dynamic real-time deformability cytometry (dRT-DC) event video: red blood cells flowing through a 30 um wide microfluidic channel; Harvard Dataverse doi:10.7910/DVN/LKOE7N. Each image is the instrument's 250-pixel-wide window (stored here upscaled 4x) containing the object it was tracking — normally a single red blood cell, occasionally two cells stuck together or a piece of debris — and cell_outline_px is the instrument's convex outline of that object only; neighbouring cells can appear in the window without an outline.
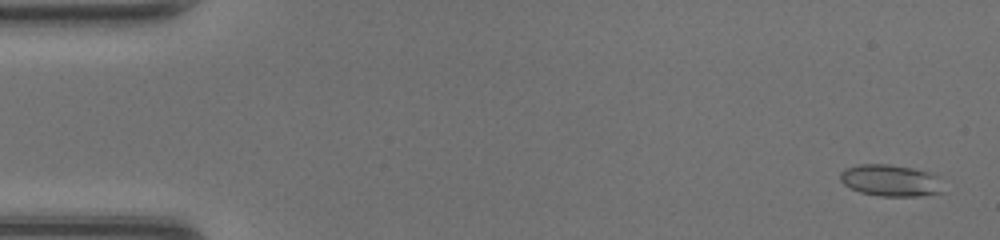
{"species": "common noctule bat (a hibernating species)", "species_latin": "Nyctalus noctula", "temperature_condition": "room temperature", "stored_images_in_passage": 48, "camera_frame_rate_fps": 3000, "um_per_image_px": 0.085, "animal": {"sex": "female", "body_mass_g": 20.0, "forearm_length_mm": 54.0}, "frame": {"image": 1, "passage_image": 2, "time_ms": 0.333, "image_size_px": [1000, 240], "cell_outline_px": [[944, 192], [920, 196], [880, 196], [860, 192], [844, 184], [840, 180], [840, 172], [844, 168], [860, 164], [888, 164], [912, 168], [932, 172], [936, 176]], "centroid_in_image_um": [75.68, 15.33], "position_along_channel_um": 9.3, "area_um2": 19.02}}
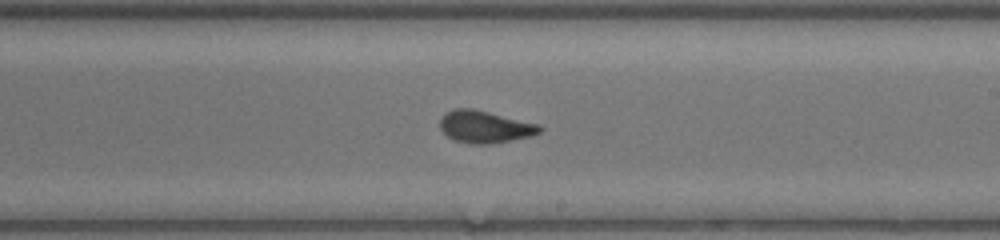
{"frame": {"image": 2, "passage_image": 28, "time_ms": 9.0, "image_size_px": [1000, 240], "cell_outline_px": [[544, 128], [540, 132], [532, 136], [492, 144], [472, 144], [456, 140], [448, 136], [440, 128], [440, 120], [448, 112], [456, 108], [472, 108], [540, 124]], "centroid_in_image_um": [41.27, 10.78], "position_along_channel_um": 247.7, "area_um2": 18.61}}
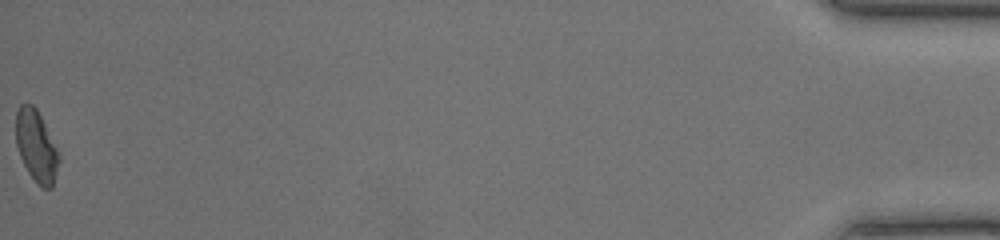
{"frame": {"image": 3, "passage_image": 48, "time_ms": 15.667, "image_size_px": [1000, 240], "cell_outline_px": [[60, 160], [52, 188], [44, 188], [36, 184], [28, 172], [20, 156], [16, 144], [16, 112], [20, 104], [32, 104], [36, 108], [60, 156]], "centroid_in_image_um": [3.07, 12.45], "position_along_channel_um": 432.1, "area_um2": 17.69}, "authors_computed_cell_mechanics": {"area_um2": 18.3804, "velocity_mm_per_s": 4.3549, "shape_relaxation_time_tau1_ms": 6.7688, "shape_relaxation_time_tau2_ms": 0.8681, "deformation_change_tau1": 0.1919, "deformation_change_tau2": 0.0697}}